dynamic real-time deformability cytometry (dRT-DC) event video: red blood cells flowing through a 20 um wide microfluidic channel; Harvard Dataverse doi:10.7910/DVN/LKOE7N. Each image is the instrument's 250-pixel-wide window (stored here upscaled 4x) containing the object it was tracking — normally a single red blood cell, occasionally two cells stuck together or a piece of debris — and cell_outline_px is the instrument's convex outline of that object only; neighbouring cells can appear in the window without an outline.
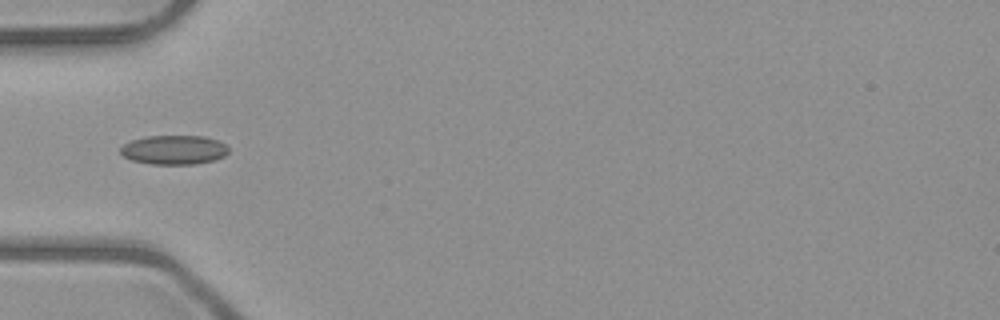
{"species": "common noctule bat (a hibernating species)", "species_latin": "Nyctalus noctula", "temperature_condition": "room temperature", "stored_images_in_passage": 2, "camera_frame_rate_fps": 3000, "um_per_image_px": 0.085, "animal": {"sex": "male", "body_mass_g": 23.1, "forearm_length_mm": 52.7}, "frame": {"image": 1, "passage_image": 2, "time_ms": 1.0, "image_size_px": [1000, 320], "cell_outline_px": [[228, 152], [224, 156], [212, 160], [196, 164], [152, 164], [132, 160], [124, 156], [120, 152], [120, 148], [124, 144], [132, 140], [148, 136], [204, 136], [216, 140], [224, 144], [228, 148]], "centroid_in_image_um": [14.78, 12.73], "position_along_channel_um": 70.2, "area_um2": 18.21}}